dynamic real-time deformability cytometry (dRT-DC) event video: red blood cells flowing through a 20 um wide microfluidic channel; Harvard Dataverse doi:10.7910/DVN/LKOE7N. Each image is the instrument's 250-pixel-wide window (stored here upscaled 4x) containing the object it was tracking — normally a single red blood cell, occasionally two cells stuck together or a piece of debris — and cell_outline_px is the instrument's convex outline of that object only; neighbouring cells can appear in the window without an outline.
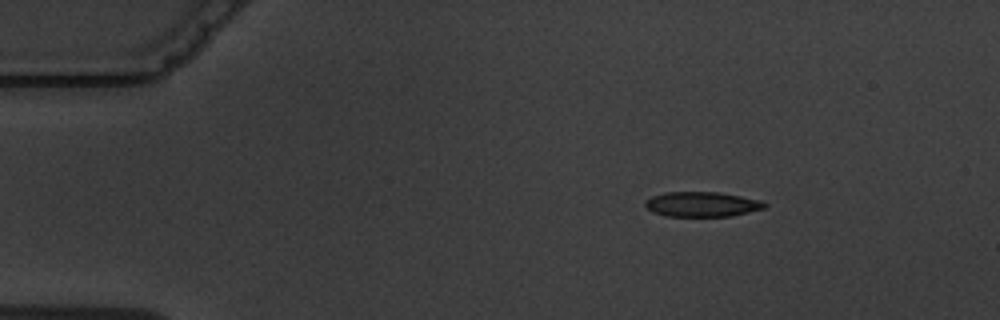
{"species": "common noctule bat (a hibernating species)", "species_latin": "Nyctalus noctula", "temperature_condition": "warm", "stored_images_in_passage": 4, "camera_frame_rate_fps": 3000, "um_per_image_px": 0.085, "animal": {"sex": "male", "body_mass_g": 19.5, "forearm_length_mm": 54.6}, "frame": {"image": 1, "passage_image": 2, "time_ms": 2.0, "image_size_px": [1000, 320], "cell_outline_px": [[768, 204], [764, 208], [732, 216], [664, 216], [652, 212], [644, 204], [652, 196], [664, 192], [720, 192], [764, 200]], "centroid_in_image_um": [59.71, 17.36], "position_along_channel_um": 25.3, "area_um2": 17.46}}